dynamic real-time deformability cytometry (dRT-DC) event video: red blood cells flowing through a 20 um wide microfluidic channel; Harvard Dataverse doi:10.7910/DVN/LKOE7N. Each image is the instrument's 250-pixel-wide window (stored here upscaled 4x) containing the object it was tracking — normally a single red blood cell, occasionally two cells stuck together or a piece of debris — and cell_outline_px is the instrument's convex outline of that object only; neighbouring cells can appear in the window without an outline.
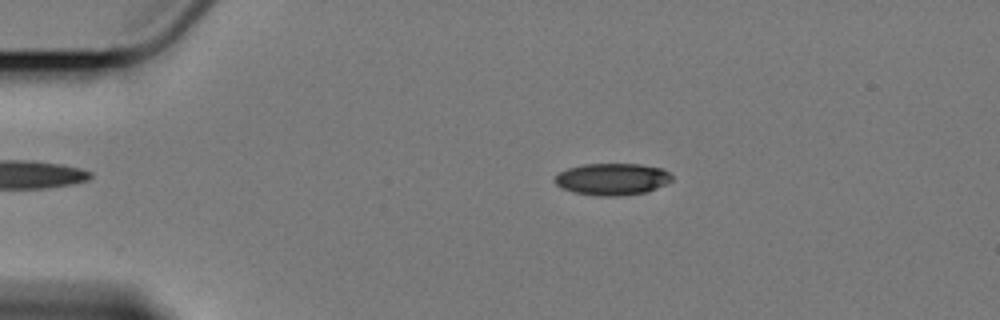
{"species": "Egyptian fruit bat (a non-hibernating species)", "species_latin": "Rousettus aegyptiacus", "temperature_condition": "cold", "stored_images_in_passage": 59, "camera_frame_rate_fps": 3000, "um_per_image_px": 0.085, "animal": {"sex": "female"}, "frame": {"image": 1, "passage_image": 12, "time_ms": 3.667, "image_size_px": [1000, 320], "cell_outline_px": [[672, 180], [648, 192], [620, 196], [596, 196], [576, 192], [564, 188], [556, 184], [556, 176], [560, 172], [568, 168], [584, 164], [640, 164], [664, 168], [672, 176]], "centroid_in_image_um": [52.08, 15.22], "position_along_channel_um": 32.9, "area_um2": 21.62}}
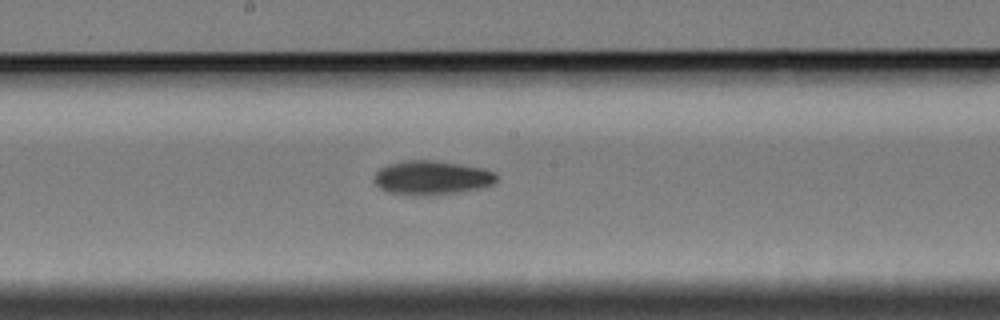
{"frame": {"image": 2, "passage_image": 32, "time_ms": 10.333, "image_size_px": [1000, 320], "cell_outline_px": [[496, 180], [492, 184], [460, 192], [436, 196], [416, 196], [388, 192], [380, 188], [372, 180], [376, 172], [380, 168], [388, 164], [404, 160], [432, 160], [484, 168], [496, 172]], "centroid_in_image_um": [36.66, 15.12], "position_along_channel_um": 211.5, "area_um2": 24.51}}
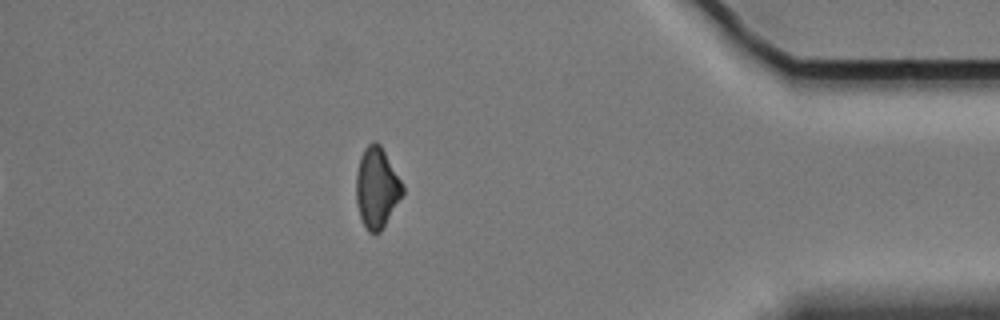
{"frame": {"image": 3, "passage_image": 52, "time_ms": 17.0, "image_size_px": [1000, 320], "cell_outline_px": [[404, 192], [380, 232], [368, 232], [364, 228], [356, 204], [356, 172], [360, 156], [364, 148], [372, 140], [376, 140], [380, 144], [400, 180], [404, 188]], "centroid_in_image_um": [31.99, 15.94], "position_along_channel_um": 403.2, "area_um2": 21.68}, "authors_computed_cell_mechanics": {"area_um2": 22.6576, "velocity_mm_per_s": 3.4181, "shape_relaxation_time_tau1_ms": 4.6244, "shape_relaxation_time_tau2_ms": null, "deformation_change_tau1": 0.1308, "deformation_change_tau2": null}}